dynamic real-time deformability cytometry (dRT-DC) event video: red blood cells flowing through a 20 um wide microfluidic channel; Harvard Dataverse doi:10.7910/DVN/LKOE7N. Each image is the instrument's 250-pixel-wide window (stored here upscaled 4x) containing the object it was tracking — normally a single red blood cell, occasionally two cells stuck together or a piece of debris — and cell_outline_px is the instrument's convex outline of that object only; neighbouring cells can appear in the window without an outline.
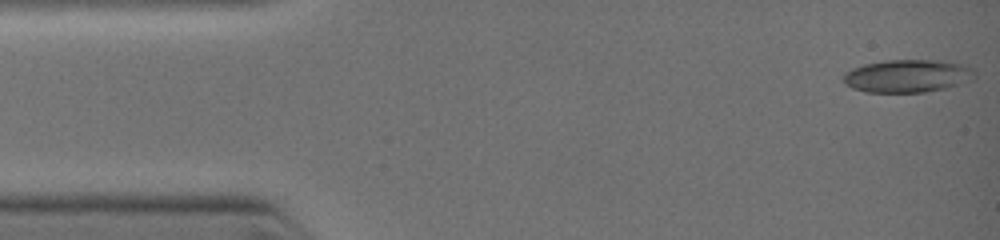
{"species": "common noctule bat (a hibernating species)", "species_latin": "Nyctalus noctula", "temperature_condition": "warm", "stored_images_in_passage": 6, "segment_of_instrument_passage": [1, 2], "camera_frame_rate_fps": 3000, "um_per_image_px": 0.085, "animal": {"sex": "female", "body_mass_g": 19.0, "forearm_length_mm": 51.5}, "frame": {"image": 1, "passage_image": 1, "time_ms": 0.0, "image_size_px": [1000, 240], "cell_outline_px": [[976, 76], [956, 84], [944, 88], [924, 92], [868, 92], [852, 88], [844, 84], [844, 72], [852, 68], [864, 64], [884, 60], [940, 60], [968, 64], [976, 72]], "centroid_in_image_um": [77.12, 6.44], "position_along_channel_um": 7.9, "area_um2": 25.14}}
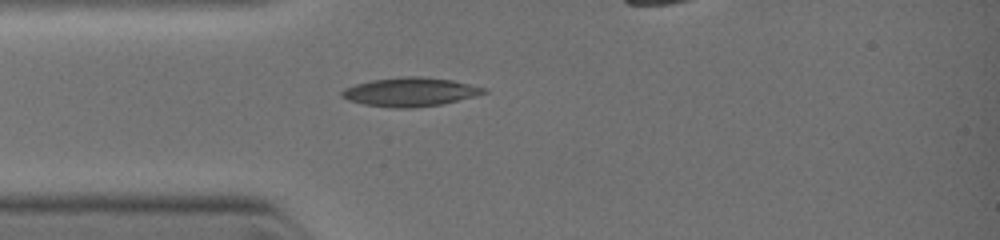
{"frame": {"image": 2, "passage_image": 5, "time_ms": 2.667, "image_size_px": [1000, 240], "cell_outline_px": [[488, 92], [476, 96], [440, 104], [412, 108], [392, 108], [364, 104], [348, 100], [340, 96], [340, 92], [344, 88], [356, 84], [372, 80], [408, 76], [416, 76], [452, 80], [484, 88]], "centroid_in_image_um": [34.83, 7.82], "position_along_channel_um": 50.2, "area_um2": 23.58}}